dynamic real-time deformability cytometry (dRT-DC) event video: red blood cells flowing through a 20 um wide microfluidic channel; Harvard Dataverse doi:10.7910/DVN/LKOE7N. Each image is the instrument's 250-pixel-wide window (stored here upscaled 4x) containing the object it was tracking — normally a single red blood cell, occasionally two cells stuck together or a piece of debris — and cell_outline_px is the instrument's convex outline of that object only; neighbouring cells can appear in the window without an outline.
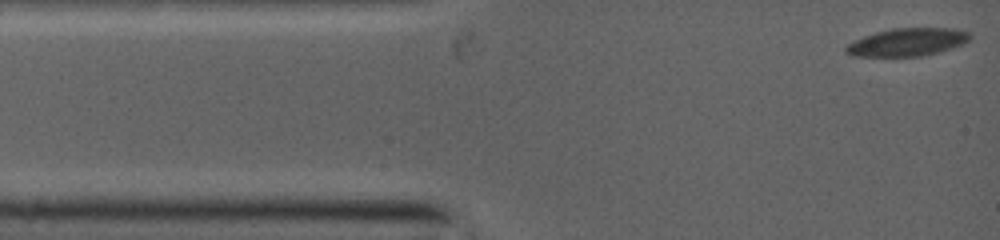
{"species": "common noctule bat (a hibernating species)", "species_latin": "Nyctalus noctula", "temperature_condition": "warm", "stored_images_in_passage": 55, "camera_frame_rate_fps": 5000, "um_per_image_px": 0.085, "animal": {"sex": "female", "body_mass_g": 19.0, "forearm_length_mm": 53.3}, "frame": {"image": 1, "passage_image": 1, "time_ms": 0.0, "image_size_px": [1000, 240], "cell_outline_px": [[972, 36], [968, 40], [960, 44], [936, 52], [920, 56], [856, 56], [844, 52], [844, 48], [848, 44], [864, 36], [876, 32], [892, 28], [948, 28], [968, 32]], "centroid_in_image_um": [77.07, 3.57], "position_along_channel_um": 7.9, "area_um2": 19.65}}
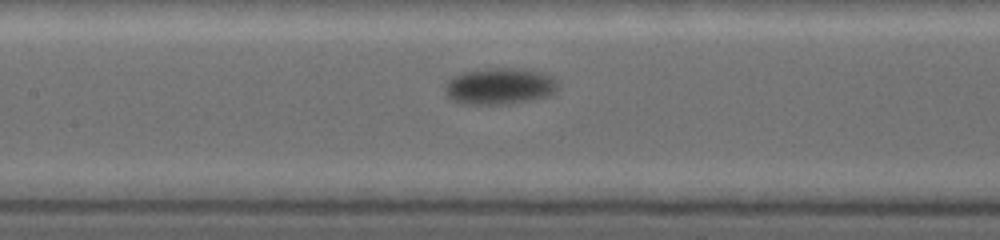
{"frame": {"image": 2, "passage_image": 24, "time_ms": 5.2, "image_size_px": [1000, 240], "cell_outline_px": [[556, 88], [552, 92], [544, 96], [532, 100], [500, 104], [488, 104], [456, 100], [448, 92], [448, 84], [456, 76], [464, 72], [488, 68], [512, 68], [536, 72], [552, 80]], "centroid_in_image_um": [42.48, 7.31], "position_along_channel_um": 164.9, "area_um2": 22.08}}
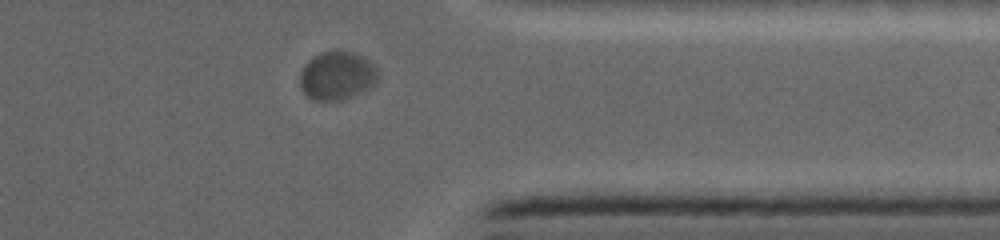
{"frame": {"image": 3, "passage_image": 47, "time_ms": 10.6, "image_size_px": [1000, 240], "cell_outline_px": [[376, 80], [372, 84], [348, 96], [332, 100], [316, 100], [308, 96], [300, 88], [300, 72], [304, 64], [312, 56], [320, 52], [336, 48], [352, 52], [368, 60], [376, 72]], "centroid_in_image_um": [28.53, 6.36], "position_along_channel_um": 382.9, "area_um2": 21.44}}